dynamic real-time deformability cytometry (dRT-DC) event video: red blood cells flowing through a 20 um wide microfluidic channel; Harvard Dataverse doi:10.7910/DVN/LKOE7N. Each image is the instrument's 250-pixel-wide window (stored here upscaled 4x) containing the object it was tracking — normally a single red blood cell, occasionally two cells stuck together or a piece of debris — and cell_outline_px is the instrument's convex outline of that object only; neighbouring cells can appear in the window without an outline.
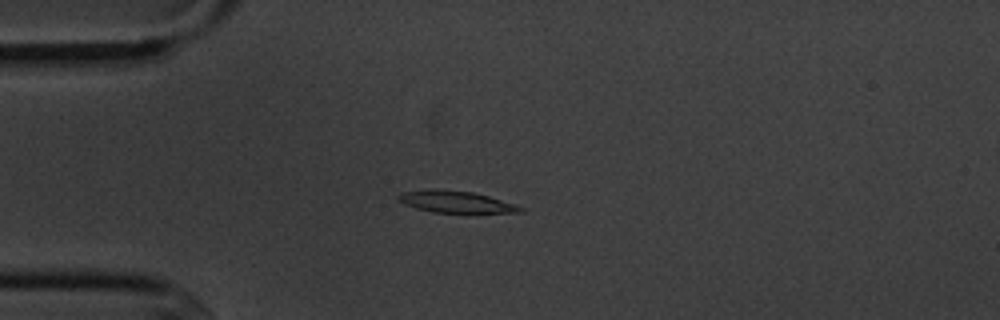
{"species": "common noctule bat (a hibernating species)", "species_latin": "Nyctalus noctula", "temperature_condition": "cold", "stored_images_in_passage": 10, "camera_frame_rate_fps": 3000, "um_per_image_px": 0.085, "animal": {"sex": "male", "body_mass_g": 20.1, "forearm_length_mm": 53.5}, "frame": {"image": 1, "passage_image": 3, "time_ms": 2.333, "image_size_px": [1000, 320], "cell_outline_px": [[524, 212], [432, 212], [416, 208], [404, 204], [396, 200], [396, 196], [400, 192], [432, 188], [472, 192], [488, 196], [516, 204], [524, 208]], "centroid_in_image_um": [38.67, 17.14], "position_along_channel_um": 46.3, "area_um2": 15.49}}
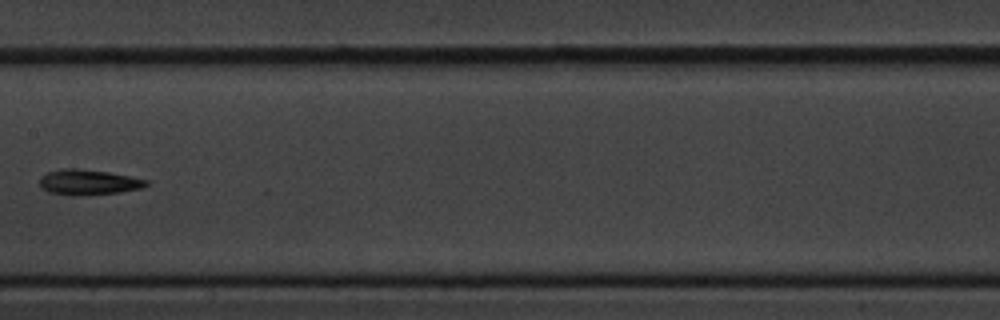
{"frame": {"image": 2, "passage_image": 7, "time_ms": 7.0, "image_size_px": [1000, 320], "cell_outline_px": [[148, 184], [140, 188], [120, 192], [76, 196], [72, 196], [48, 192], [40, 188], [40, 176], [48, 172], [64, 168], [76, 168], [108, 172], [148, 180]], "centroid_in_image_um": [7.46, 15.49], "position_along_channel_um": 199.9, "area_um2": 15.72}}
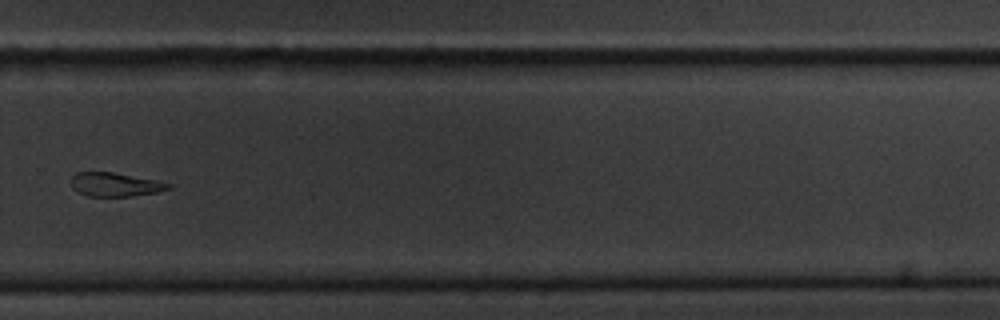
{"frame": {"image": 3, "passage_image": 10, "time_ms": 10.333, "image_size_px": [1000, 320], "cell_outline_px": [[172, 188], [156, 192], [132, 196], [88, 196], [76, 192], [72, 188], [72, 176], [76, 172], [112, 172], [156, 180], [172, 184]], "centroid_in_image_um": [9.78, 15.69], "position_along_channel_um": 320.0, "area_um2": 13.47}}